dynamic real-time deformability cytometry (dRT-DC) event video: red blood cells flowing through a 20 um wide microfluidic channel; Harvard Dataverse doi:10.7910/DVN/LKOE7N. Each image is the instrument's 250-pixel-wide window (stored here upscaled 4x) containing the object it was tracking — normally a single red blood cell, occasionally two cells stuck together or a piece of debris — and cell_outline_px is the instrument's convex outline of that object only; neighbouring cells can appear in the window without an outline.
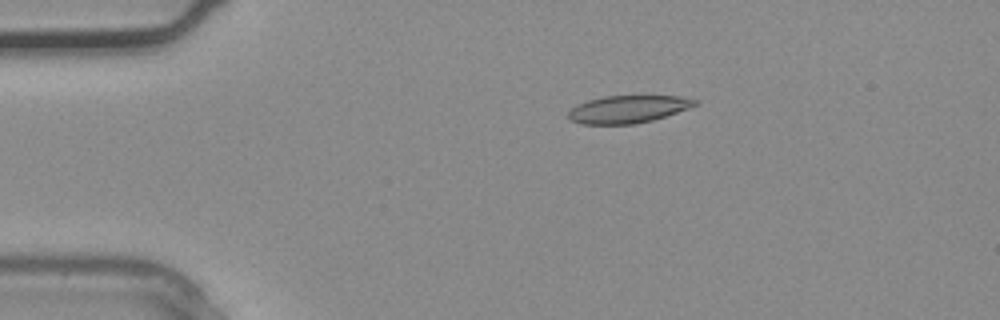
{"species": "common noctule bat (a hibernating species)", "species_latin": "Nyctalus noctula", "temperature_condition": "warm", "stored_images_in_passage": 3, "camera_frame_rate_fps": 3000, "um_per_image_px": 0.085, "animal": {"sex": "male", "body_mass_g": 20.4}, "frame": {"image": 1, "passage_image": 2, "time_ms": 0.333, "image_size_px": [1000, 320], "cell_outline_px": [[700, 104], [652, 120], [636, 124], [580, 124], [572, 120], [568, 116], [568, 112], [576, 104], [588, 100], [604, 96], [688, 96], [700, 100]], "centroid_in_image_um": [53.42, 9.27], "position_along_channel_um": 31.6, "area_um2": 20.4}}
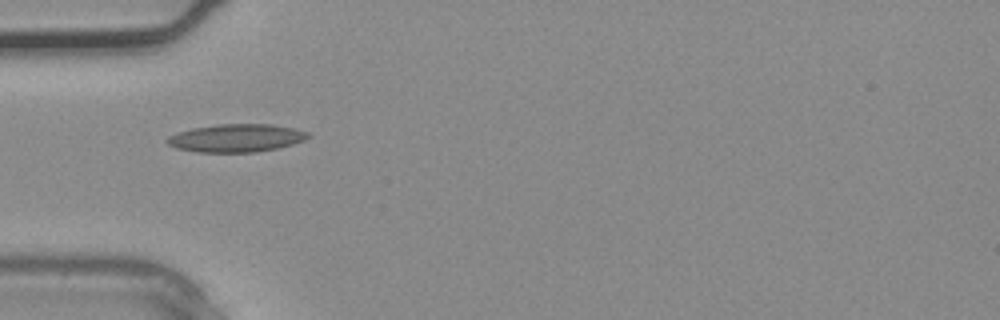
{"frame": {"image": 2, "passage_image": 3, "time_ms": 0.667, "image_size_px": [1000, 320], "cell_outline_px": [[312, 136], [304, 140], [292, 144], [276, 148], [256, 152], [196, 152], [176, 148], [168, 144], [164, 140], [168, 136], [192, 128], [220, 124], [272, 124], [296, 128], [308, 132]], "centroid_in_image_um": [20.1, 11.73], "position_along_channel_um": 64.9, "area_um2": 23.0}}